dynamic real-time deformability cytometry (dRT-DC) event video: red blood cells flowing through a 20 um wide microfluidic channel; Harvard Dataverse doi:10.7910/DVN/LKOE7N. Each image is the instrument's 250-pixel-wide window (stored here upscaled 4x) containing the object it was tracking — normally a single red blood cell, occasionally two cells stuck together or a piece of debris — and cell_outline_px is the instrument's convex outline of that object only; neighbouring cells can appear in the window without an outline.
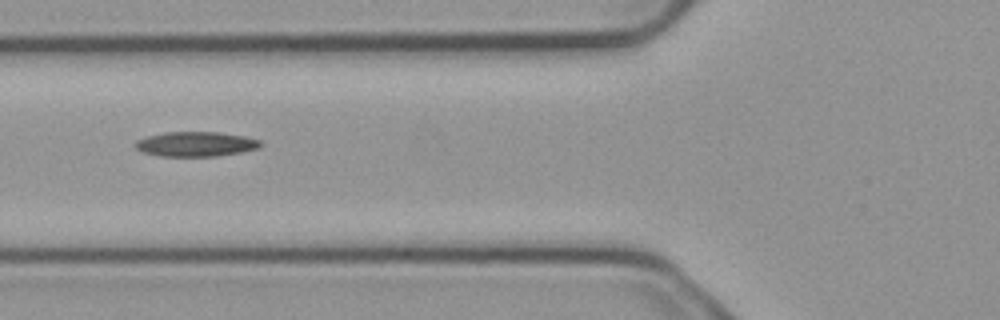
{"species": "common noctule bat (a hibernating species)", "species_latin": "Nyctalus noctula", "temperature_condition": "cold", "stored_images_in_passage": 4, "camera_frame_rate_fps": 3000, "um_per_image_px": 0.085, "animal": {"sex": "male", "body_mass_g": 23.1, "forearm_length_mm": 52.7}, "frame": {"image": 1, "passage_image": 2, "time_ms": 0.333, "image_size_px": [1000, 320], "cell_outline_px": [[264, 144], [260, 148], [240, 152], [216, 156], [160, 156], [144, 152], [136, 148], [132, 144], [136, 140], [148, 136], [164, 132], [220, 132], [244, 136], [260, 140]], "centroid_in_image_um": [16.65, 12.24], "position_along_channel_um": 109.1, "area_um2": 18.15}}
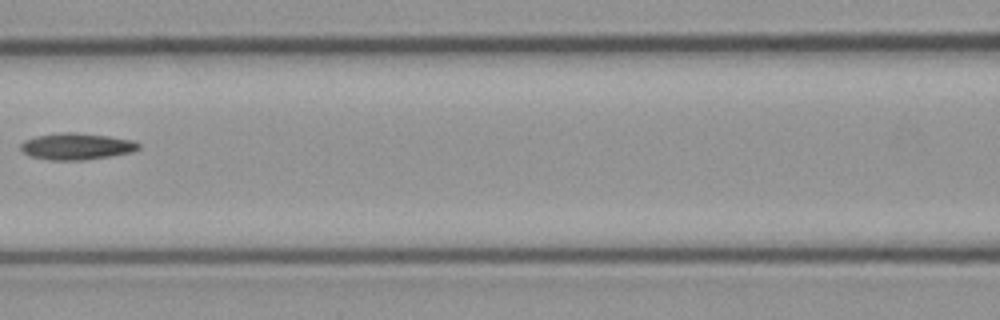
{"frame": {"image": 2, "passage_image": 3, "time_ms": 0.667, "image_size_px": [1000, 320], "cell_outline_px": [[140, 148], [132, 152], [108, 156], [80, 160], [52, 160], [32, 156], [24, 152], [20, 148], [20, 144], [24, 140], [36, 136], [60, 132], [76, 132], [108, 136], [132, 140], [140, 144]], "centroid_in_image_um": [6.5, 12.43], "position_along_channel_um": 160.1, "area_um2": 18.09}}
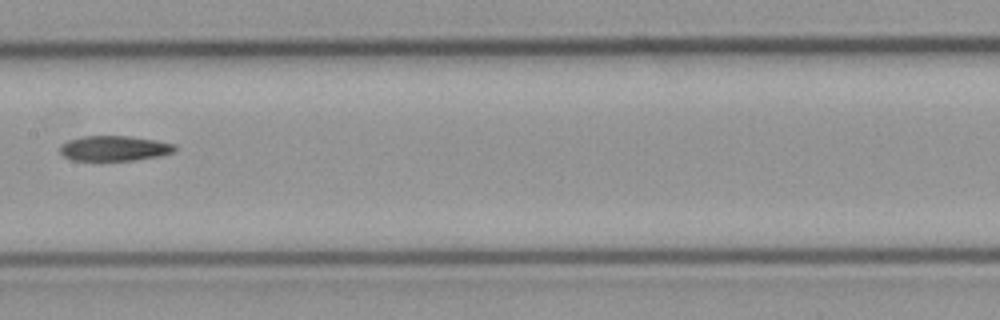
{"frame": {"image": 3, "passage_image": 4, "time_ms": 1.0, "image_size_px": [1000, 320], "cell_outline_px": [[176, 148], [172, 152], [160, 156], [132, 160], [72, 160], [64, 156], [60, 152], [60, 144], [68, 140], [84, 136], [128, 136], [156, 140], [176, 144]], "centroid_in_image_um": [9.71, 12.6], "position_along_channel_um": 197.7, "area_um2": 16.76}}